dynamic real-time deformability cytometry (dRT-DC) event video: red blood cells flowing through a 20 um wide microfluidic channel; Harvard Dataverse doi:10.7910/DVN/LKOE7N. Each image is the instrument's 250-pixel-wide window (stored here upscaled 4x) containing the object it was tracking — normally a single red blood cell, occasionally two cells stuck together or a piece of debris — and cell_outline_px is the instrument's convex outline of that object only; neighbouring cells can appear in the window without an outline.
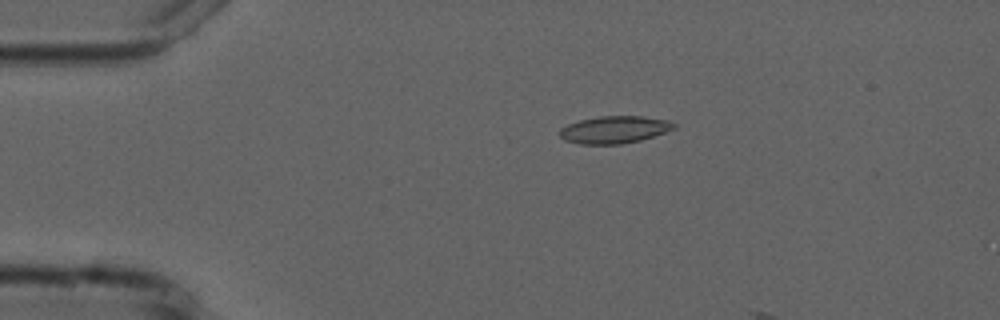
{"species": "common noctule bat (a hibernating species)", "species_latin": "Nyctalus noctula", "temperature_condition": "cold", "stored_images_in_passage": 2, "camera_frame_rate_fps": 3000, "um_per_image_px": 0.085, "animal": {"sex": "male", "forearm_length_mm": 52.5}, "frame": {"image": 1, "passage_image": 1, "time_ms": 0.0, "image_size_px": [1000, 320], "cell_outline_px": [[676, 128], [640, 140], [620, 144], [580, 144], [564, 140], [560, 136], [560, 128], [568, 124], [580, 120], [600, 116], [640, 116], [668, 120], [676, 124]], "centroid_in_image_um": [52.21, 11.02], "position_along_channel_um": 32.8, "area_um2": 18.03}}